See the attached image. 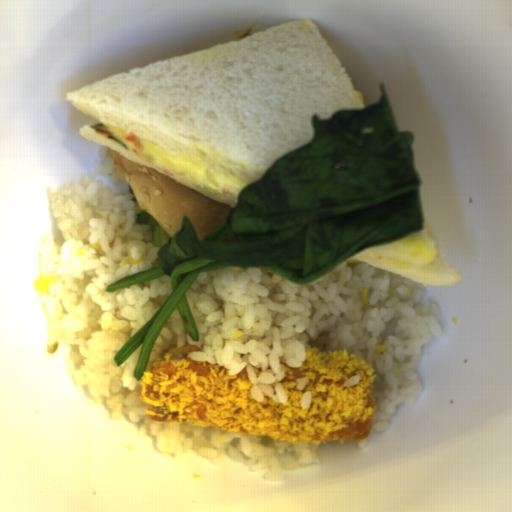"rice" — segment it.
<instances>
[{"label": "rice", "instance_id": "652b925c", "mask_svg": "<svg viewBox=\"0 0 512 512\" xmlns=\"http://www.w3.org/2000/svg\"><path fill=\"white\" fill-rule=\"evenodd\" d=\"M57 235L41 239L35 294L46 318V353L69 346L77 387L130 421L162 453L195 451L203 461L226 459L264 473L319 463L321 441H287L208 425L149 420L141 384L170 348L195 345L193 360L242 370L250 394L286 402L281 362L301 366L308 349L345 351L372 367L371 431L385 432L395 408L414 406L423 392L420 362L425 346L442 337L441 313L427 289L354 257L307 284H295L264 267L220 268L195 277L186 290L198 342L177 306L162 327L139 380L135 369L143 342L120 365L117 353L172 293L164 275L115 291L108 285L161 264L131 186L121 180L108 147L94 167L47 189Z\"/></svg>", "mask_w": 512, "mask_h": 512}]
</instances>
